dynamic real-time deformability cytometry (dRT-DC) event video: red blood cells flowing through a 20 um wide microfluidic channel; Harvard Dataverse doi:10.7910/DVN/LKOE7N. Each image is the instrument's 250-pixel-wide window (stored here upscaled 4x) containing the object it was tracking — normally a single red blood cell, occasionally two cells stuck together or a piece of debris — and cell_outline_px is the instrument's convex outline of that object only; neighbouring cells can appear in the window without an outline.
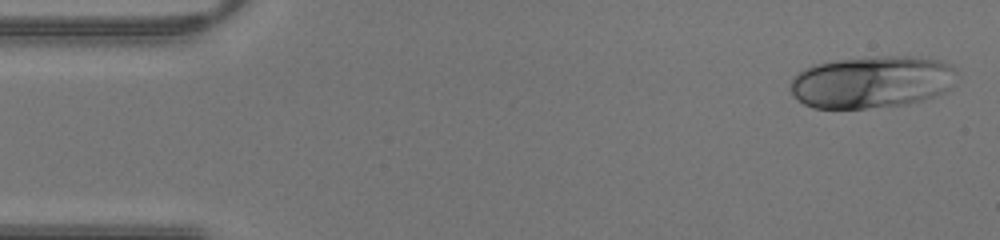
{"species": "human", "species_latin": "Homo sapiens", "temperature_condition": "warm", "stored_images_in_passage": 41, "camera_frame_rate_fps": 3000, "um_per_image_px": 0.085, "donor": {"sex": "male"}, "frame": {"image": 1, "passage_image": 1, "time_ms": 0.0, "image_size_px": [1000, 240], "cell_outline_px": [[956, 72], [952, 88], [944, 92], [908, 104], [864, 108], [812, 108], [804, 104], [792, 92], [792, 76], [796, 72], [812, 64], [836, 60], [876, 56], [912, 56], [940, 60], [952, 64], [956, 68]], "centroid_in_image_um": [74.12, 6.95], "position_along_channel_um": 10.9, "area_um2": 50.81}}
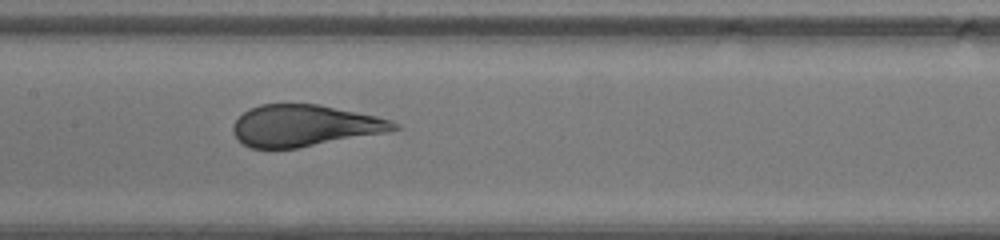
{"frame": {"image": 2, "passage_image": 19, "time_ms": 6.0, "image_size_px": [1000, 240], "cell_outline_px": [[400, 128], [388, 132], [296, 148], [248, 148], [232, 132], [232, 124], [248, 108], [260, 104], [320, 104], [376, 116], [392, 120], [400, 124]], "centroid_in_image_um": [25.89, 10.67], "position_along_channel_um": 181.5, "area_um2": 38.96}}
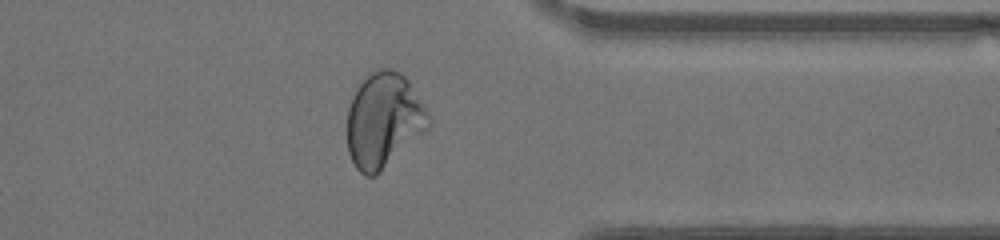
{"frame": {"image": 3, "passage_image": 32, "time_ms": 10.333, "image_size_px": [1000, 240], "cell_outline_px": [[432, 128], [376, 176], [364, 176], [356, 168], [348, 152], [348, 108], [352, 96], [356, 88], [368, 72], [376, 68], [392, 68], [400, 72], [408, 80], [428, 112], [432, 120]], "centroid_in_image_um": [32.65, 10.23], "position_along_channel_um": 378.8, "area_um2": 45.84}}